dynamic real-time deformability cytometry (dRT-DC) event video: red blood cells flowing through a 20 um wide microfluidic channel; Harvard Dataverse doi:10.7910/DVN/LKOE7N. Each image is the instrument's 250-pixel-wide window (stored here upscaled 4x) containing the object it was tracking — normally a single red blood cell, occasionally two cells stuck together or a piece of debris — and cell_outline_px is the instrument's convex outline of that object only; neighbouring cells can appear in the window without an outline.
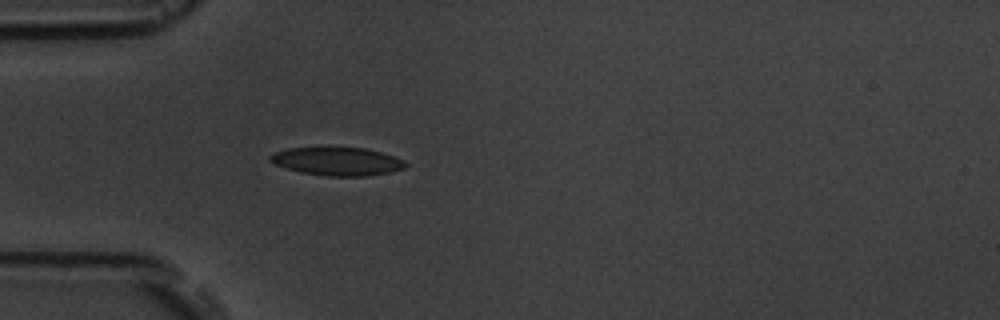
{"species": "common noctule bat (a hibernating species)", "species_latin": "Nyctalus noctula", "temperature_condition": "room temperature", "stored_images_in_passage": 2, "camera_frame_rate_fps": 3000, "um_per_image_px": 0.085, "animal": {"sex": "male", "body_mass_g": 19.5, "forearm_length_mm": 54.6}, "frame": {"image": 1, "passage_image": 2, "time_ms": 1.0, "image_size_px": [1000, 320], "cell_outline_px": [[408, 164], [404, 168], [392, 172], [368, 176], [324, 176], [300, 172], [276, 164], [268, 160], [268, 156], [272, 152], [288, 148], [324, 144], [332, 144], [364, 148], [380, 152], [404, 160]], "centroid_in_image_um": [28.61, 13.66], "position_along_channel_um": 56.4, "area_um2": 23.41}}